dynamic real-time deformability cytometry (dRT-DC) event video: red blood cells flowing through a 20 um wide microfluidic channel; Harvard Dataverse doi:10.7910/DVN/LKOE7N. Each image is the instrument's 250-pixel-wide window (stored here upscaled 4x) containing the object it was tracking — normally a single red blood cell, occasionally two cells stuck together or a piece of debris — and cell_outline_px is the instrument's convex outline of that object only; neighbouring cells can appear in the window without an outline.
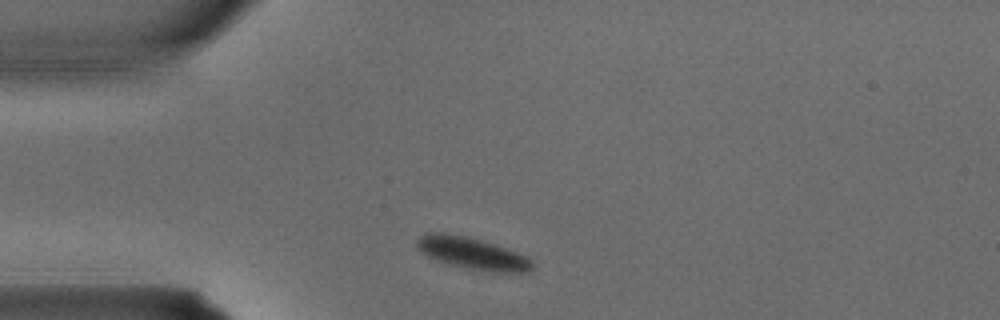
{"species": "common noctule bat (a hibernating species)", "species_latin": "Nyctalus noctula", "temperature_condition": "warm", "stored_images_in_passage": 1, "camera_frame_rate_fps": 3000, "um_per_image_px": 0.085, "animal": {"sex": "male", "body_mass_g": 15.6}, "frame": {"image": 1, "passage_image": 1, "time_ms": 0.0, "image_size_px": [1000, 320], "cell_outline_px": [[536, 264], [528, 272], [496, 272], [468, 268], [444, 264], [420, 252], [416, 248], [416, 240], [420, 236], [428, 232], [440, 232], [464, 236], [496, 244], [516, 252], [532, 260]], "centroid_in_image_um": [40.11, 21.53], "position_along_channel_um": 44.9, "area_um2": 21.5}}